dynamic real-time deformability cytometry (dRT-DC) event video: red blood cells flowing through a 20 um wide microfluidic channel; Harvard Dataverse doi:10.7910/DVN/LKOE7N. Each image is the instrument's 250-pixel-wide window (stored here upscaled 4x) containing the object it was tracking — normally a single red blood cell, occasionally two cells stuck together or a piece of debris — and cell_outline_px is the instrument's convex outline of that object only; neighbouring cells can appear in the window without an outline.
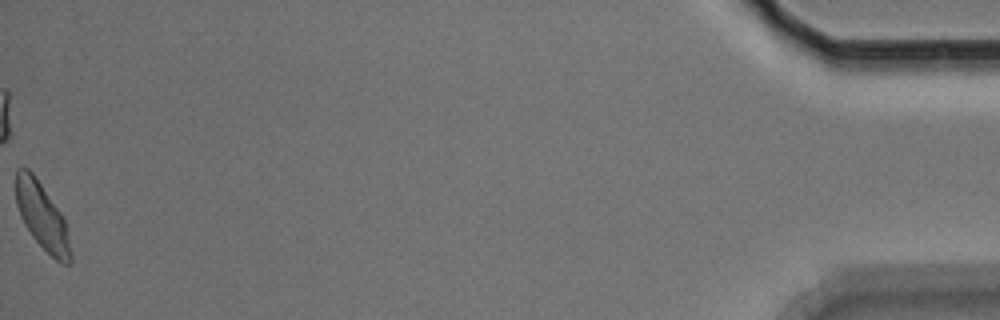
{"species": "Egyptian fruit bat (a non-hibernating species)", "species_latin": "Rousettus aegyptiacus", "temperature_condition": "room temperature", "stored_images_in_passage": 55, "camera_frame_rate_fps": 3000, "um_per_image_px": 0.085, "animal": {"sex": "male"}, "frame": {"image": 1, "passage_image": 55, "time_ms": 18.0, "image_size_px": [1000, 320], "cell_outline_px": [[72, 260], [68, 264], [60, 264], [32, 236], [24, 224], [20, 216], [16, 204], [16, 168], [28, 168], [32, 172], [60, 212], [64, 220], [72, 256]], "centroid_in_image_um": [3.56, 18.39], "position_along_channel_um": 431.6, "area_um2": 20.81}, "authors_computed_cell_mechanics": {"area_um2": 22.0796, "velocity_mm_per_s": 3.704, "shape_relaxation_time_tau1_ms": 6.1285, "shape_relaxation_time_tau2_ms": 6.562, "deformation_change_tau1": 0.1334, "deformation_change_tau2": 0.1248}}